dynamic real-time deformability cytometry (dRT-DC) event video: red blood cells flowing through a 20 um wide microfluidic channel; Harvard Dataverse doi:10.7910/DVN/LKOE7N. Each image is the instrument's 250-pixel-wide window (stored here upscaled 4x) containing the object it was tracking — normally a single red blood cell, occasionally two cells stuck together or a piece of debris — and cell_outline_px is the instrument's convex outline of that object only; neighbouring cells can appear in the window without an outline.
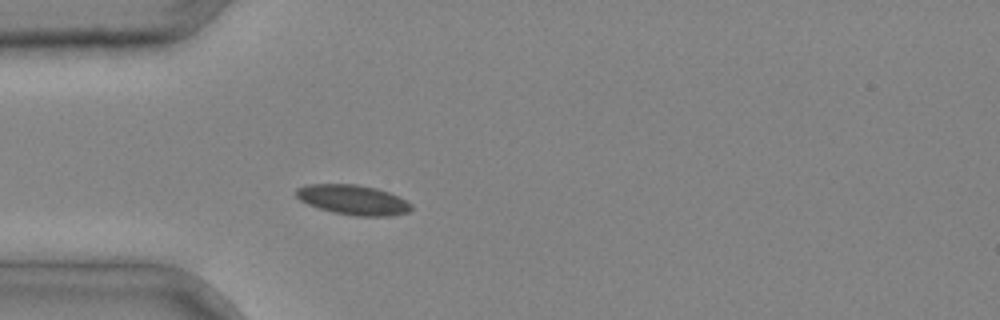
{"species": "common noctule bat (a hibernating species)", "species_latin": "Nyctalus noctula", "temperature_condition": "cold", "stored_images_in_passage": 2, "camera_frame_rate_fps": 3000, "um_per_image_px": 0.085, "animal": {"sex": "male", "body_mass_g": 20.4}, "frame": {"image": 1, "passage_image": 2, "time_ms": 0.333, "image_size_px": [1000, 320], "cell_outline_px": [[412, 208], [408, 212], [392, 216], [356, 216], [332, 212], [308, 204], [300, 200], [296, 196], [296, 188], [308, 184], [356, 184], [376, 188], [388, 192], [412, 204]], "centroid_in_image_um": [30.0, 16.99], "position_along_channel_um": 55.0, "area_um2": 19.94}}